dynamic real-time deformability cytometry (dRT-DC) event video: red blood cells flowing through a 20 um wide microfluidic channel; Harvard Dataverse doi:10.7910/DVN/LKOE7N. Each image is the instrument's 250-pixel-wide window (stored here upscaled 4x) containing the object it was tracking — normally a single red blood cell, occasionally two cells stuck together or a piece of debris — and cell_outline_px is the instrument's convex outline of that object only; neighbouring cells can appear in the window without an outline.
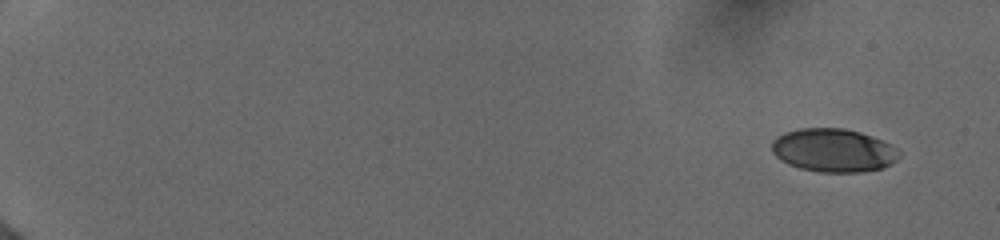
{"species": "human", "species_latin": "Homo sapiens", "temperature_condition": "cold", "stored_images_in_passage": 22, "camera_frame_rate_fps": 3000, "um_per_image_px": 0.085, "donor": {"sex": "female"}, "frame": {"image": 1, "passage_image": 1, "time_ms": 0.0, "image_size_px": [1000, 240], "cell_outline_px": [[900, 156], [892, 164], [884, 168], [864, 172], [820, 172], [800, 168], [788, 164], [780, 160], [772, 152], [772, 140], [776, 136], [784, 132], [800, 128], [844, 128], [860, 132], [872, 136], [892, 144], [900, 152]], "centroid_in_image_um": [70.85, 12.78], "position_along_channel_um": 14.1, "area_um2": 32.54}}
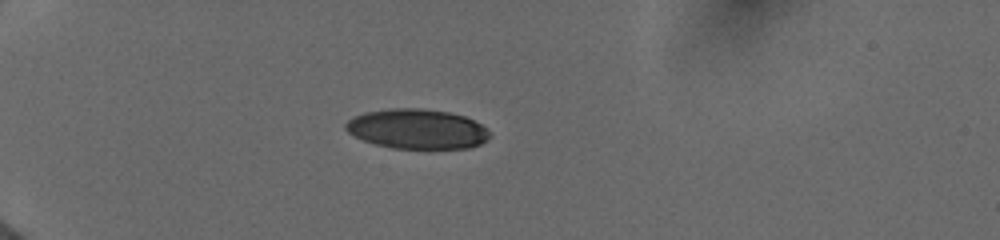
{"frame": {"image": 2, "passage_image": 21, "time_ms": 4.667, "image_size_px": [1000, 240], "cell_outline_px": [[492, 136], [488, 140], [480, 144], [468, 148], [392, 148], [376, 144], [364, 140], [348, 132], [344, 128], [344, 124], [348, 120], [364, 112], [388, 108], [420, 108], [448, 112], [464, 116], [488, 128]], "centroid_in_image_um": [35.47, 10.96], "position_along_channel_um": 49.5, "area_um2": 33.41}}